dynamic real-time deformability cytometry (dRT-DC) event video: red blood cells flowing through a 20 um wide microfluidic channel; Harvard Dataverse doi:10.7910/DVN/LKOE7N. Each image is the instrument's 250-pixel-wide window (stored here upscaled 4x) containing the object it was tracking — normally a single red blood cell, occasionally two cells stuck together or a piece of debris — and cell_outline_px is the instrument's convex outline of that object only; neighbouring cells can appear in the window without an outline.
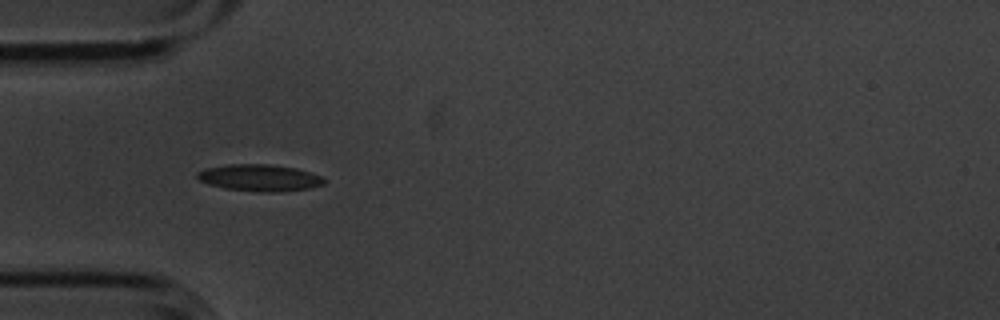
{"species": "common noctule bat (a hibernating species)", "species_latin": "Nyctalus noctula", "temperature_condition": "cold", "stored_images_in_passage": 9, "camera_frame_rate_fps": 3000, "um_per_image_px": 0.085, "animal": {"sex": "male", "body_mass_g": 20.1, "forearm_length_mm": 53.5}, "frame": {"image": 1, "passage_image": 4, "time_ms": 1.0, "image_size_px": [1000, 320], "cell_outline_px": [[324, 184], [312, 188], [280, 192], [260, 192], [224, 188], [208, 184], [200, 180], [196, 176], [196, 172], [204, 168], [228, 164], [268, 164], [296, 168], [312, 172], [324, 176]], "centroid_in_image_um": [22.09, 15.11], "position_along_channel_um": 62.9, "area_um2": 20.06}}
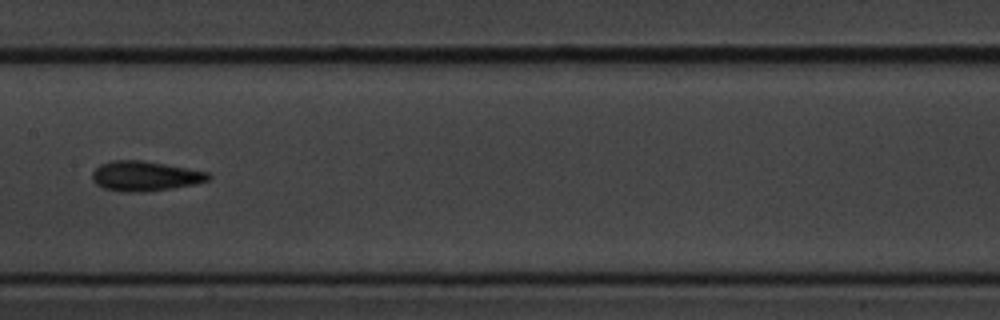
{"frame": {"image": 2, "passage_image": 7, "time_ms": 2.0, "image_size_px": [1000, 320], "cell_outline_px": [[212, 176], [208, 180], [192, 184], [172, 188], [144, 192], [120, 192], [104, 188], [96, 184], [92, 180], [92, 172], [100, 164], [112, 160], [144, 160], [208, 172]], "centroid_in_image_um": [12.28, 14.96], "position_along_channel_um": 195.1, "area_um2": 20.23}}
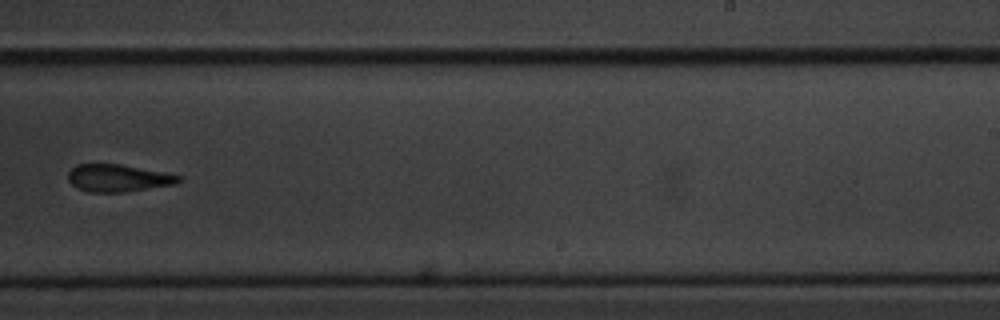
{"frame": {"image": 3, "passage_image": 9, "time_ms": 2.667, "image_size_px": [1000, 320], "cell_outline_px": [[180, 180], [176, 184], [124, 192], [88, 192], [76, 188], [68, 180], [68, 172], [76, 164], [120, 164], [180, 176]], "centroid_in_image_um": [9.97, 15.14], "position_along_channel_um": 279.0, "area_um2": 17.4}}